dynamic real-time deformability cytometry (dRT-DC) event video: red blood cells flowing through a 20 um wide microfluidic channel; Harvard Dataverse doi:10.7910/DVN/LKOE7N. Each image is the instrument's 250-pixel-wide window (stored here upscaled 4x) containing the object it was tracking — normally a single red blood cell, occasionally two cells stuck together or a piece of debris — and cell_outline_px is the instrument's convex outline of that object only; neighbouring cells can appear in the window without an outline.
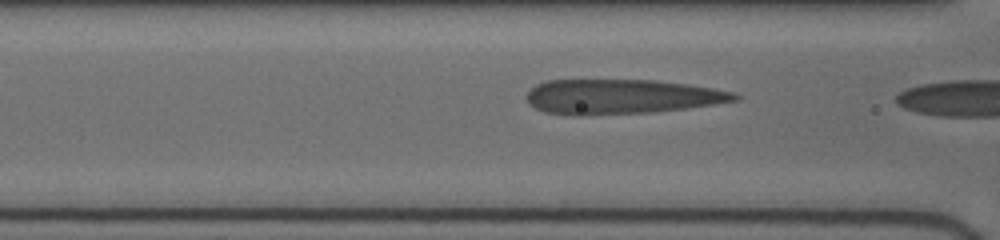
{"species": "human", "species_latin": "Homo sapiens", "temperature_condition": "cold", "stored_images_in_passage": 8, "camera_frame_rate_fps": 3000, "um_per_image_px": 0.085, "donor": {"sex": "female"}, "frame": {"image": 1, "passage_image": 7, "time_ms": 2.0, "image_size_px": [1000, 240], "cell_outline_px": [[740, 100], [684, 108], [652, 112], [580, 116], [576, 116], [544, 112], [528, 104], [524, 96], [536, 84], [548, 80], [656, 80], [688, 84], [712, 88], [732, 92], [740, 96]], "centroid_in_image_um": [52.75, 8.22], "position_along_channel_um": 113.8, "area_um2": 42.25}}